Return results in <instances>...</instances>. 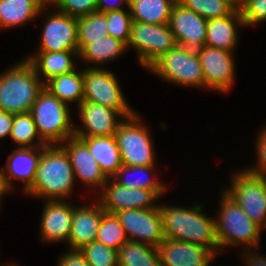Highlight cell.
Returning a JSON list of instances; mask_svg holds the SVG:
<instances>
[{
    "label": "cell",
    "mask_w": 266,
    "mask_h": 266,
    "mask_svg": "<svg viewBox=\"0 0 266 266\" xmlns=\"http://www.w3.org/2000/svg\"><path fill=\"white\" fill-rule=\"evenodd\" d=\"M165 238L185 241L209 249L214 255L220 251L215 234V220L202 214V206L181 208L160 205Z\"/></svg>",
    "instance_id": "6da1fadb"
},
{
    "label": "cell",
    "mask_w": 266,
    "mask_h": 266,
    "mask_svg": "<svg viewBox=\"0 0 266 266\" xmlns=\"http://www.w3.org/2000/svg\"><path fill=\"white\" fill-rule=\"evenodd\" d=\"M73 168L65 149L58 144L43 146L32 187L26 192L47 200H63L75 183ZM61 197V198H60Z\"/></svg>",
    "instance_id": "7a4b0ae2"
},
{
    "label": "cell",
    "mask_w": 266,
    "mask_h": 266,
    "mask_svg": "<svg viewBox=\"0 0 266 266\" xmlns=\"http://www.w3.org/2000/svg\"><path fill=\"white\" fill-rule=\"evenodd\" d=\"M44 83L27 60L0 75V111L11 114L30 112Z\"/></svg>",
    "instance_id": "3957f363"
},
{
    "label": "cell",
    "mask_w": 266,
    "mask_h": 266,
    "mask_svg": "<svg viewBox=\"0 0 266 266\" xmlns=\"http://www.w3.org/2000/svg\"><path fill=\"white\" fill-rule=\"evenodd\" d=\"M68 107L45 87L37 96L30 112L40 138L47 145H58L74 136L75 126Z\"/></svg>",
    "instance_id": "277c9868"
},
{
    "label": "cell",
    "mask_w": 266,
    "mask_h": 266,
    "mask_svg": "<svg viewBox=\"0 0 266 266\" xmlns=\"http://www.w3.org/2000/svg\"><path fill=\"white\" fill-rule=\"evenodd\" d=\"M219 216L215 220V234L219 247L246 245L258 247L261 228L225 192L222 193Z\"/></svg>",
    "instance_id": "5b68a950"
},
{
    "label": "cell",
    "mask_w": 266,
    "mask_h": 266,
    "mask_svg": "<svg viewBox=\"0 0 266 266\" xmlns=\"http://www.w3.org/2000/svg\"><path fill=\"white\" fill-rule=\"evenodd\" d=\"M149 70L172 84L205 87L202 65L194 48L176 45L156 60Z\"/></svg>",
    "instance_id": "8992f818"
},
{
    "label": "cell",
    "mask_w": 266,
    "mask_h": 266,
    "mask_svg": "<svg viewBox=\"0 0 266 266\" xmlns=\"http://www.w3.org/2000/svg\"><path fill=\"white\" fill-rule=\"evenodd\" d=\"M137 113L125 118L115 133V139L121 154L123 165H155L153 143L148 128L140 122Z\"/></svg>",
    "instance_id": "52a82bcc"
},
{
    "label": "cell",
    "mask_w": 266,
    "mask_h": 266,
    "mask_svg": "<svg viewBox=\"0 0 266 266\" xmlns=\"http://www.w3.org/2000/svg\"><path fill=\"white\" fill-rule=\"evenodd\" d=\"M84 100L101 104L118 111L123 118L133 116L136 112L130 108L122 94L120 85L113 72L99 67L83 70Z\"/></svg>",
    "instance_id": "ba28073f"
},
{
    "label": "cell",
    "mask_w": 266,
    "mask_h": 266,
    "mask_svg": "<svg viewBox=\"0 0 266 266\" xmlns=\"http://www.w3.org/2000/svg\"><path fill=\"white\" fill-rule=\"evenodd\" d=\"M176 45L168 24L132 22L127 47L133 46L138 53L140 64L147 69Z\"/></svg>",
    "instance_id": "9c48e42d"
},
{
    "label": "cell",
    "mask_w": 266,
    "mask_h": 266,
    "mask_svg": "<svg viewBox=\"0 0 266 266\" xmlns=\"http://www.w3.org/2000/svg\"><path fill=\"white\" fill-rule=\"evenodd\" d=\"M232 179V186L225 193L255 224L266 228V189L262 177L243 170L234 173Z\"/></svg>",
    "instance_id": "30bf717a"
},
{
    "label": "cell",
    "mask_w": 266,
    "mask_h": 266,
    "mask_svg": "<svg viewBox=\"0 0 266 266\" xmlns=\"http://www.w3.org/2000/svg\"><path fill=\"white\" fill-rule=\"evenodd\" d=\"M116 215L129 241L146 243L155 247H158L164 241L162 216L159 207L122 210L118 211Z\"/></svg>",
    "instance_id": "8fae6325"
},
{
    "label": "cell",
    "mask_w": 266,
    "mask_h": 266,
    "mask_svg": "<svg viewBox=\"0 0 266 266\" xmlns=\"http://www.w3.org/2000/svg\"><path fill=\"white\" fill-rule=\"evenodd\" d=\"M196 50L203 69L205 88L228 91L235 76L232 52L206 45Z\"/></svg>",
    "instance_id": "7c38bea8"
},
{
    "label": "cell",
    "mask_w": 266,
    "mask_h": 266,
    "mask_svg": "<svg viewBox=\"0 0 266 266\" xmlns=\"http://www.w3.org/2000/svg\"><path fill=\"white\" fill-rule=\"evenodd\" d=\"M41 36L40 50L45 52L77 51V17L69 16L58 10L50 14Z\"/></svg>",
    "instance_id": "4fadbf2b"
},
{
    "label": "cell",
    "mask_w": 266,
    "mask_h": 266,
    "mask_svg": "<svg viewBox=\"0 0 266 266\" xmlns=\"http://www.w3.org/2000/svg\"><path fill=\"white\" fill-rule=\"evenodd\" d=\"M207 21L176 1L168 26L174 34L177 45L197 49L205 45Z\"/></svg>",
    "instance_id": "5bb4252c"
},
{
    "label": "cell",
    "mask_w": 266,
    "mask_h": 266,
    "mask_svg": "<svg viewBox=\"0 0 266 266\" xmlns=\"http://www.w3.org/2000/svg\"><path fill=\"white\" fill-rule=\"evenodd\" d=\"M111 182L109 184L106 182L99 200L104 211L117 213L128 209H153L159 207V205L152 204V201L159 198L154 191L127 188L118 184L115 180Z\"/></svg>",
    "instance_id": "9a60e30c"
},
{
    "label": "cell",
    "mask_w": 266,
    "mask_h": 266,
    "mask_svg": "<svg viewBox=\"0 0 266 266\" xmlns=\"http://www.w3.org/2000/svg\"><path fill=\"white\" fill-rule=\"evenodd\" d=\"M78 109L80 120L85 129L75 128V137L112 136L115 135L119 124L122 122L117 119L118 116L122 117L118 111L101 104L82 101Z\"/></svg>",
    "instance_id": "2e32d148"
},
{
    "label": "cell",
    "mask_w": 266,
    "mask_h": 266,
    "mask_svg": "<svg viewBox=\"0 0 266 266\" xmlns=\"http://www.w3.org/2000/svg\"><path fill=\"white\" fill-rule=\"evenodd\" d=\"M160 266H208L215 255L193 243L165 238L159 244Z\"/></svg>",
    "instance_id": "e0dca14e"
},
{
    "label": "cell",
    "mask_w": 266,
    "mask_h": 266,
    "mask_svg": "<svg viewBox=\"0 0 266 266\" xmlns=\"http://www.w3.org/2000/svg\"><path fill=\"white\" fill-rule=\"evenodd\" d=\"M60 145L69 156L74 177H78L88 187L93 186L94 188V186H99V188L102 187L103 189L106 182H109V179L100 170L88 146L80 138L75 136L68 138L66 142L64 141Z\"/></svg>",
    "instance_id": "ac0fdd59"
},
{
    "label": "cell",
    "mask_w": 266,
    "mask_h": 266,
    "mask_svg": "<svg viewBox=\"0 0 266 266\" xmlns=\"http://www.w3.org/2000/svg\"><path fill=\"white\" fill-rule=\"evenodd\" d=\"M41 219V239L45 242L68 243L74 206L65 200H47Z\"/></svg>",
    "instance_id": "d6986e66"
},
{
    "label": "cell",
    "mask_w": 266,
    "mask_h": 266,
    "mask_svg": "<svg viewBox=\"0 0 266 266\" xmlns=\"http://www.w3.org/2000/svg\"><path fill=\"white\" fill-rule=\"evenodd\" d=\"M103 208L100 202L93 205L74 207L68 244L70 250H80L86 244L96 241L102 220Z\"/></svg>",
    "instance_id": "ffe728a7"
},
{
    "label": "cell",
    "mask_w": 266,
    "mask_h": 266,
    "mask_svg": "<svg viewBox=\"0 0 266 266\" xmlns=\"http://www.w3.org/2000/svg\"><path fill=\"white\" fill-rule=\"evenodd\" d=\"M42 153L43 146L37 148L18 147V149L9 155L8 162L5 166L7 170L5 169V171H3L5 181L9 189L13 187L11 185V180L13 178L24 181L25 192L32 187ZM7 172L9 173L7 174Z\"/></svg>",
    "instance_id": "44dd1931"
},
{
    "label": "cell",
    "mask_w": 266,
    "mask_h": 266,
    "mask_svg": "<svg viewBox=\"0 0 266 266\" xmlns=\"http://www.w3.org/2000/svg\"><path fill=\"white\" fill-rule=\"evenodd\" d=\"M237 24L245 26L239 8L224 18L209 19L205 45L233 52L238 40Z\"/></svg>",
    "instance_id": "7402d4cb"
},
{
    "label": "cell",
    "mask_w": 266,
    "mask_h": 266,
    "mask_svg": "<svg viewBox=\"0 0 266 266\" xmlns=\"http://www.w3.org/2000/svg\"><path fill=\"white\" fill-rule=\"evenodd\" d=\"M78 138L88 146L102 173L111 180L123 165L115 136Z\"/></svg>",
    "instance_id": "603a6c76"
},
{
    "label": "cell",
    "mask_w": 266,
    "mask_h": 266,
    "mask_svg": "<svg viewBox=\"0 0 266 266\" xmlns=\"http://www.w3.org/2000/svg\"><path fill=\"white\" fill-rule=\"evenodd\" d=\"M77 51L45 52L38 51L36 55L26 58L35 68L38 77L44 75V84L52 77L66 74L75 70L72 57Z\"/></svg>",
    "instance_id": "cb8c5ba5"
},
{
    "label": "cell",
    "mask_w": 266,
    "mask_h": 266,
    "mask_svg": "<svg viewBox=\"0 0 266 266\" xmlns=\"http://www.w3.org/2000/svg\"><path fill=\"white\" fill-rule=\"evenodd\" d=\"M44 0H0V27L25 24L45 9Z\"/></svg>",
    "instance_id": "d4e9b609"
},
{
    "label": "cell",
    "mask_w": 266,
    "mask_h": 266,
    "mask_svg": "<svg viewBox=\"0 0 266 266\" xmlns=\"http://www.w3.org/2000/svg\"><path fill=\"white\" fill-rule=\"evenodd\" d=\"M177 0H129L133 21L151 24H168Z\"/></svg>",
    "instance_id": "484cf974"
},
{
    "label": "cell",
    "mask_w": 266,
    "mask_h": 266,
    "mask_svg": "<svg viewBox=\"0 0 266 266\" xmlns=\"http://www.w3.org/2000/svg\"><path fill=\"white\" fill-rule=\"evenodd\" d=\"M44 87L49 90L60 101L65 102H78V106L84 100L83 89V71L72 72L52 77L48 80Z\"/></svg>",
    "instance_id": "4316f807"
},
{
    "label": "cell",
    "mask_w": 266,
    "mask_h": 266,
    "mask_svg": "<svg viewBox=\"0 0 266 266\" xmlns=\"http://www.w3.org/2000/svg\"><path fill=\"white\" fill-rule=\"evenodd\" d=\"M118 266H160L158 248L128 241L118 250Z\"/></svg>",
    "instance_id": "83f0119b"
},
{
    "label": "cell",
    "mask_w": 266,
    "mask_h": 266,
    "mask_svg": "<svg viewBox=\"0 0 266 266\" xmlns=\"http://www.w3.org/2000/svg\"><path fill=\"white\" fill-rule=\"evenodd\" d=\"M127 48L124 42H121L114 37L107 35L97 41L91 42L86 45L79 53L83 61L95 63H102L113 60L120 56Z\"/></svg>",
    "instance_id": "f1b7e54d"
},
{
    "label": "cell",
    "mask_w": 266,
    "mask_h": 266,
    "mask_svg": "<svg viewBox=\"0 0 266 266\" xmlns=\"http://www.w3.org/2000/svg\"><path fill=\"white\" fill-rule=\"evenodd\" d=\"M78 53L93 41L108 35L106 15L94 12L77 18Z\"/></svg>",
    "instance_id": "f546056e"
},
{
    "label": "cell",
    "mask_w": 266,
    "mask_h": 266,
    "mask_svg": "<svg viewBox=\"0 0 266 266\" xmlns=\"http://www.w3.org/2000/svg\"><path fill=\"white\" fill-rule=\"evenodd\" d=\"M96 241L117 251L129 241L116 213L106 212L103 209Z\"/></svg>",
    "instance_id": "4dcf8cb0"
},
{
    "label": "cell",
    "mask_w": 266,
    "mask_h": 266,
    "mask_svg": "<svg viewBox=\"0 0 266 266\" xmlns=\"http://www.w3.org/2000/svg\"><path fill=\"white\" fill-rule=\"evenodd\" d=\"M10 137L19 145L18 147L36 148L47 145L37 132L36 124L34 123L31 112L14 114ZM37 137L40 144H33L34 139Z\"/></svg>",
    "instance_id": "1f68e13d"
},
{
    "label": "cell",
    "mask_w": 266,
    "mask_h": 266,
    "mask_svg": "<svg viewBox=\"0 0 266 266\" xmlns=\"http://www.w3.org/2000/svg\"><path fill=\"white\" fill-rule=\"evenodd\" d=\"M154 169V165L150 166H127L122 165L119 169L116 175L112 178L114 179L118 184L127 187V188H141V189H148L154 191L158 196L163 194L165 192V185L163 183H159L156 179L153 178H131L126 179V176L129 172L137 173V174H145L148 175L150 171ZM125 178H124V177Z\"/></svg>",
    "instance_id": "d6a6232c"
},
{
    "label": "cell",
    "mask_w": 266,
    "mask_h": 266,
    "mask_svg": "<svg viewBox=\"0 0 266 266\" xmlns=\"http://www.w3.org/2000/svg\"><path fill=\"white\" fill-rule=\"evenodd\" d=\"M186 8L193 10L206 20L224 18L237 7L230 0H177Z\"/></svg>",
    "instance_id": "836d02e7"
},
{
    "label": "cell",
    "mask_w": 266,
    "mask_h": 266,
    "mask_svg": "<svg viewBox=\"0 0 266 266\" xmlns=\"http://www.w3.org/2000/svg\"><path fill=\"white\" fill-rule=\"evenodd\" d=\"M89 266H118V251L100 242H91L80 249Z\"/></svg>",
    "instance_id": "e575fe53"
},
{
    "label": "cell",
    "mask_w": 266,
    "mask_h": 266,
    "mask_svg": "<svg viewBox=\"0 0 266 266\" xmlns=\"http://www.w3.org/2000/svg\"><path fill=\"white\" fill-rule=\"evenodd\" d=\"M104 14L106 15L108 35L128 45L133 22L130 11L122 9Z\"/></svg>",
    "instance_id": "d590c367"
},
{
    "label": "cell",
    "mask_w": 266,
    "mask_h": 266,
    "mask_svg": "<svg viewBox=\"0 0 266 266\" xmlns=\"http://www.w3.org/2000/svg\"><path fill=\"white\" fill-rule=\"evenodd\" d=\"M59 12L73 17H81L97 12V0H53Z\"/></svg>",
    "instance_id": "8d00e7d4"
},
{
    "label": "cell",
    "mask_w": 266,
    "mask_h": 266,
    "mask_svg": "<svg viewBox=\"0 0 266 266\" xmlns=\"http://www.w3.org/2000/svg\"><path fill=\"white\" fill-rule=\"evenodd\" d=\"M239 9L245 26L266 20V0H243Z\"/></svg>",
    "instance_id": "74e56055"
},
{
    "label": "cell",
    "mask_w": 266,
    "mask_h": 266,
    "mask_svg": "<svg viewBox=\"0 0 266 266\" xmlns=\"http://www.w3.org/2000/svg\"><path fill=\"white\" fill-rule=\"evenodd\" d=\"M257 138L258 141L255 147L257 148L258 166L250 169L248 168L246 171L251 174L261 176L266 174V127L260 132Z\"/></svg>",
    "instance_id": "f35d334b"
},
{
    "label": "cell",
    "mask_w": 266,
    "mask_h": 266,
    "mask_svg": "<svg viewBox=\"0 0 266 266\" xmlns=\"http://www.w3.org/2000/svg\"><path fill=\"white\" fill-rule=\"evenodd\" d=\"M58 266H89L80 250H71L61 256Z\"/></svg>",
    "instance_id": "ab89813d"
},
{
    "label": "cell",
    "mask_w": 266,
    "mask_h": 266,
    "mask_svg": "<svg viewBox=\"0 0 266 266\" xmlns=\"http://www.w3.org/2000/svg\"><path fill=\"white\" fill-rule=\"evenodd\" d=\"M119 1L118 3L120 4L117 3V0H97V12L106 13L114 10H122V8L120 7L122 3H124L127 6V8H129V0H119Z\"/></svg>",
    "instance_id": "60d3db41"
},
{
    "label": "cell",
    "mask_w": 266,
    "mask_h": 266,
    "mask_svg": "<svg viewBox=\"0 0 266 266\" xmlns=\"http://www.w3.org/2000/svg\"><path fill=\"white\" fill-rule=\"evenodd\" d=\"M14 114L0 111V139L10 136Z\"/></svg>",
    "instance_id": "b9f144b4"
},
{
    "label": "cell",
    "mask_w": 266,
    "mask_h": 266,
    "mask_svg": "<svg viewBox=\"0 0 266 266\" xmlns=\"http://www.w3.org/2000/svg\"><path fill=\"white\" fill-rule=\"evenodd\" d=\"M248 252L249 251L244 254V258L248 266H266V257H264V255H254L253 252Z\"/></svg>",
    "instance_id": "7bdbcfd3"
},
{
    "label": "cell",
    "mask_w": 266,
    "mask_h": 266,
    "mask_svg": "<svg viewBox=\"0 0 266 266\" xmlns=\"http://www.w3.org/2000/svg\"><path fill=\"white\" fill-rule=\"evenodd\" d=\"M0 168V194H6L9 190L4 178V169Z\"/></svg>",
    "instance_id": "ee69618b"
},
{
    "label": "cell",
    "mask_w": 266,
    "mask_h": 266,
    "mask_svg": "<svg viewBox=\"0 0 266 266\" xmlns=\"http://www.w3.org/2000/svg\"><path fill=\"white\" fill-rule=\"evenodd\" d=\"M237 8H239L242 4L243 0H230Z\"/></svg>",
    "instance_id": "f6af8a7d"
},
{
    "label": "cell",
    "mask_w": 266,
    "mask_h": 266,
    "mask_svg": "<svg viewBox=\"0 0 266 266\" xmlns=\"http://www.w3.org/2000/svg\"><path fill=\"white\" fill-rule=\"evenodd\" d=\"M261 177H262V180H263V183H264L265 189H266V174L261 175Z\"/></svg>",
    "instance_id": "bcb514c9"
},
{
    "label": "cell",
    "mask_w": 266,
    "mask_h": 266,
    "mask_svg": "<svg viewBox=\"0 0 266 266\" xmlns=\"http://www.w3.org/2000/svg\"><path fill=\"white\" fill-rule=\"evenodd\" d=\"M53 0H45V3L49 5Z\"/></svg>",
    "instance_id": "7dc6e473"
},
{
    "label": "cell",
    "mask_w": 266,
    "mask_h": 266,
    "mask_svg": "<svg viewBox=\"0 0 266 266\" xmlns=\"http://www.w3.org/2000/svg\"><path fill=\"white\" fill-rule=\"evenodd\" d=\"M5 266H16V265L15 264H10V265L8 264V265H5Z\"/></svg>",
    "instance_id": "c3c4849f"
}]
</instances>
